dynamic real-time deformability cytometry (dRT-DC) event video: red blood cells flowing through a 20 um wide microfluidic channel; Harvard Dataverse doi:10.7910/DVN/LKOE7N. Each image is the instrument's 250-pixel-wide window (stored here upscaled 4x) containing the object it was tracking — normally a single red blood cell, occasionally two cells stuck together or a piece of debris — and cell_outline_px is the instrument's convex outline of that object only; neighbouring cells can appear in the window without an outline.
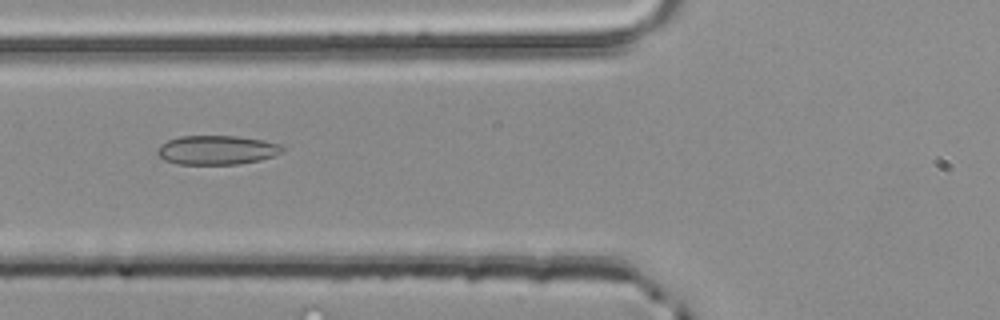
{"species": "common noctule bat (a hibernating species)", "species_latin": "Nyctalus noctula", "temperature_condition": "room temperature", "stored_images_in_passage": 39, "camera_frame_rate_fps": 3000, "um_per_image_px": 0.085, "animal": {"sex": "male", "body_mass_g": 20.4}, "frame": {"image": 1, "passage_image": 7, "time_ms": 2.0, "image_size_px": [1000, 320], "cell_outline_px": [[284, 148], [280, 152], [272, 156], [260, 160], [240, 164], [176, 164], [164, 160], [156, 152], [156, 148], [160, 144], [168, 140], [180, 136], [236, 136], [264, 140], [280, 144]], "centroid_in_image_um": [18.39, 12.75], "position_along_channel_um": 107.4, "area_um2": 21.27}}
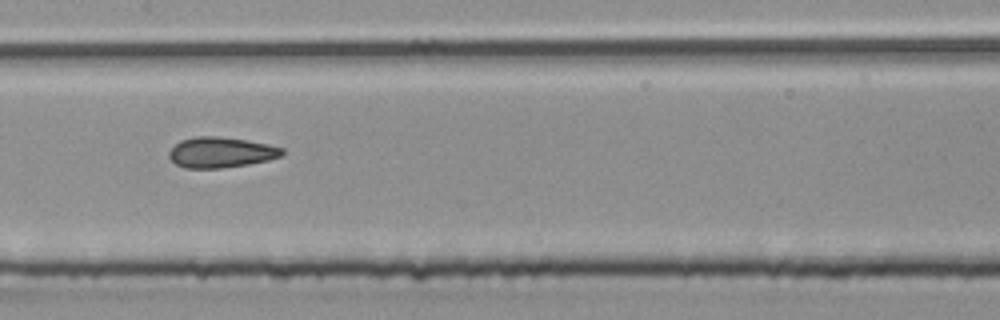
{"frame": {"image": 2, "passage_image": 13, "time_ms": 4.0, "image_size_px": [1000, 320], "cell_outline_px": [[284, 156], [268, 160], [248, 164], [220, 168], [184, 168], [176, 164], [168, 156], [168, 152], [180, 140], [196, 136], [220, 136], [268, 144], [284, 148]], "centroid_in_image_um": [18.79, 12.95], "position_along_channel_um": 188.6, "area_um2": 20.17}}
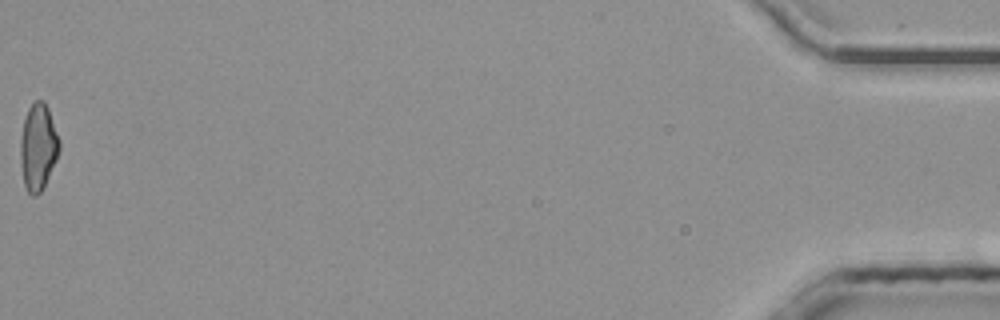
{"frame": {"image": 3, "passage_image": 39, "time_ms": 12.667, "image_size_px": [1000, 320], "cell_outline_px": [[60, 148], [56, 160], [44, 188], [36, 196], [32, 196], [28, 192], [24, 184], [20, 164], [20, 140], [24, 116], [28, 108], [36, 100], [44, 100], [48, 108], [60, 140]], "centroid_in_image_um": [3.23, 12.5], "position_along_channel_um": 432.0, "area_um2": 19.88}, "authors_computed_cell_mechanics": {"area_um2": 19.8254, "velocity_mm_per_s": 4.0316, "shape_relaxation_time_tau1_ms": null, "shape_relaxation_time_tau2_ms": 1.6574, "deformation_change_tau1": null, "deformation_change_tau2": 0.0825}}